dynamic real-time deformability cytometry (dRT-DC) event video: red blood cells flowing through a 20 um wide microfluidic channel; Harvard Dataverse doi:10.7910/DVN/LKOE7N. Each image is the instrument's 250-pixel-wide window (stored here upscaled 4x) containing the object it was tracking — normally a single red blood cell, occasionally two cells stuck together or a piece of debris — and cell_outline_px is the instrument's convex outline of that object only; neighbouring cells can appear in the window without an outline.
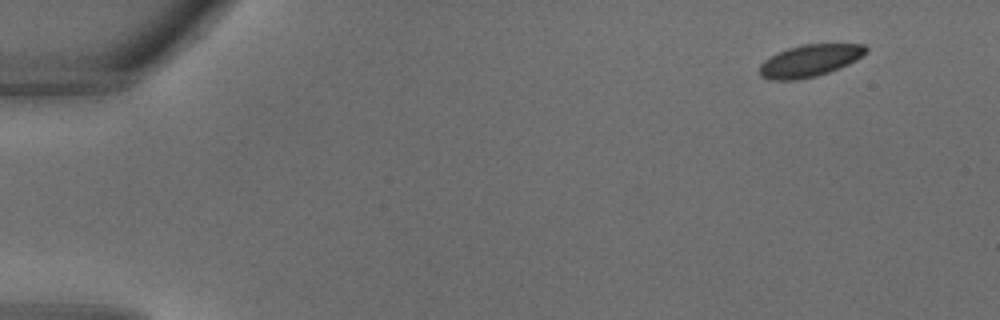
{"species": "common noctule bat (a hibernating species)", "species_latin": "Nyctalus noctula", "temperature_condition": "warm", "stored_images_in_passage": 32, "camera_frame_rate_fps": 3000, "um_per_image_px": 0.085, "animal": {"sex": "male", "body_mass_g": 18.8}, "frame": {"image": 1, "passage_image": 1, "time_ms": 0.0, "image_size_px": [1000, 320], "cell_outline_px": [[868, 52], [856, 60], [840, 68], [816, 76], [796, 80], [772, 80], [760, 76], [760, 64], [764, 60], [788, 48], [804, 44], [864, 44], [868, 48]], "centroid_in_image_um": [68.85, 5.16], "position_along_channel_um": 16.1, "area_um2": 19.77}}
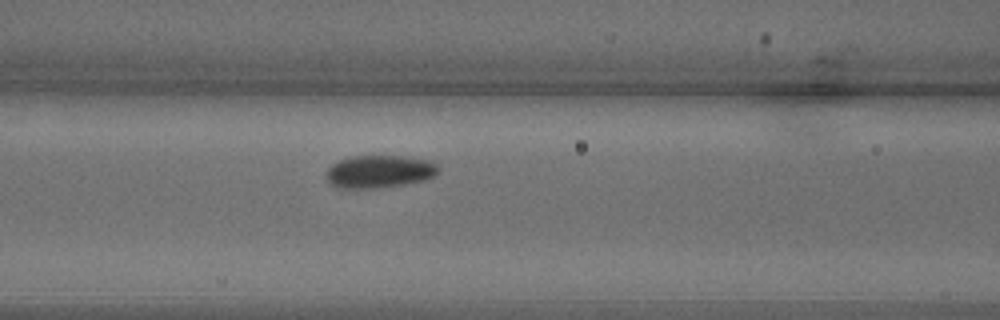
{"frame": {"image": 2, "passage_image": 13, "time_ms": 4.0, "image_size_px": [1000, 320], "cell_outline_px": [[440, 172], [436, 176], [424, 180], [404, 184], [380, 188], [336, 188], [324, 176], [328, 168], [332, 164], [340, 160], [352, 156], [412, 156], [432, 160], [440, 164]], "centroid_in_image_um": [32.32, 14.57], "position_along_channel_um": 134.3, "area_um2": 21.91}}
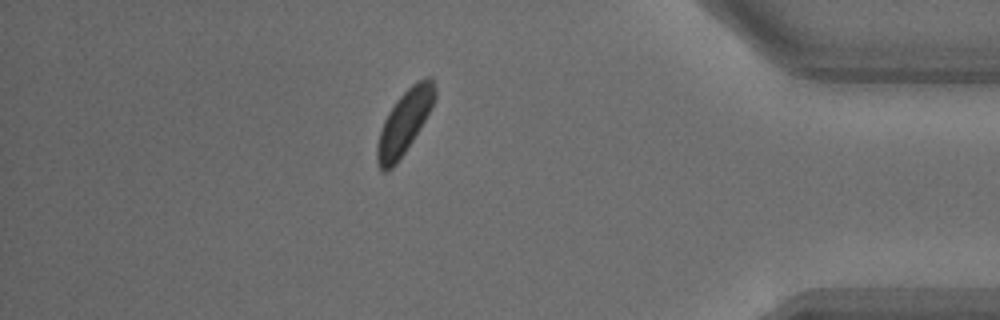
{"frame": {"image": 3, "passage_image": 28, "time_ms": 9.0, "image_size_px": [1000, 320], "cell_outline_px": [[436, 96], [432, 108], [420, 128], [396, 164], [388, 172], [380, 172], [376, 160], [376, 144], [384, 120], [388, 112], [396, 100], [412, 84], [424, 76], [432, 76], [436, 88]], "centroid_in_image_um": [34.37, 10.38], "position_along_channel_um": 400.8, "area_um2": 21.5}}